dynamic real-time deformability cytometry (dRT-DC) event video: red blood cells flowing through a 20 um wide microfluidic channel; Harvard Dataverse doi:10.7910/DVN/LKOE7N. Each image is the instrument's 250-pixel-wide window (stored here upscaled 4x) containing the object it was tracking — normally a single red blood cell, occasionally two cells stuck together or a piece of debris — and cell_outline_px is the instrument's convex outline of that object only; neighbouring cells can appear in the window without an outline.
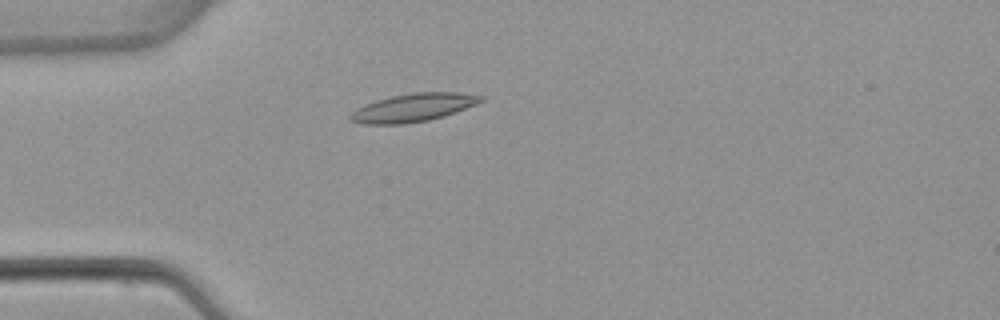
{"species": "common noctule bat (a hibernating species)", "species_latin": "Nyctalus noctula", "temperature_condition": "warm", "stored_images_in_passage": 5, "camera_frame_rate_fps": 3000, "um_per_image_px": 0.085, "animal": {"sex": "female", "body_mass_g": 22.7, "forearm_length_mm": 54.2}, "frame": {"image": 1, "passage_image": 5, "time_ms": 6.333, "image_size_px": [1000, 320], "cell_outline_px": [[484, 100], [476, 104], [444, 116], [428, 120], [404, 124], [364, 124], [348, 120], [348, 116], [356, 108], [364, 104], [376, 100], [392, 96], [412, 92], [460, 92], [484, 96]], "centroid_in_image_um": [35.1, 9.14], "position_along_channel_um": 49.9, "area_um2": 21.5}}